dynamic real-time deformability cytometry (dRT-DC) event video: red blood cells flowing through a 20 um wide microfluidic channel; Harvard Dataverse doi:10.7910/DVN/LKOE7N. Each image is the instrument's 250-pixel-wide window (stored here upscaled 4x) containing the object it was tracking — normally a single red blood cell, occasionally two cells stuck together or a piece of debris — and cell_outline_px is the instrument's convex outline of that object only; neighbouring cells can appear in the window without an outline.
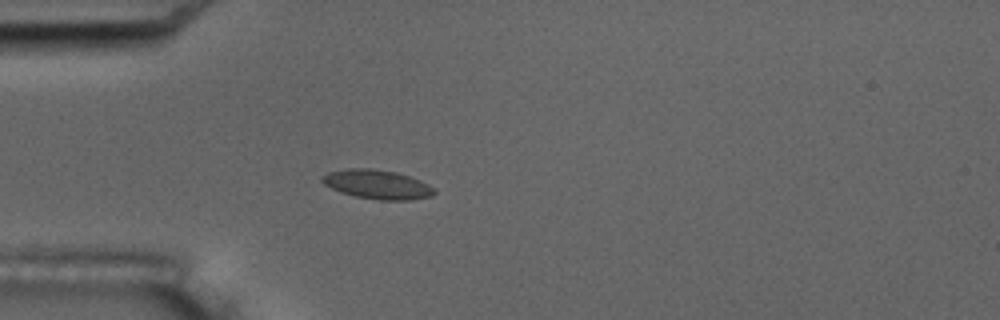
{"species": "common noctule bat (a hibernating species)", "species_latin": "Nyctalus noctula", "temperature_condition": "room temperature", "stored_images_in_passage": 1, "camera_frame_rate_fps": 3000, "um_per_image_px": 0.085, "animal": {"sex": "male", "body_mass_g": 17.5, "forearm_length_mm": 52.3}, "frame": {"image": 1, "passage_image": 1, "time_ms": 0.0, "image_size_px": [1000, 320], "cell_outline_px": [[436, 192], [432, 196], [408, 200], [380, 200], [356, 196], [340, 192], [324, 184], [320, 180], [320, 176], [328, 172], [348, 168], [372, 168], [396, 172], [420, 180], [436, 188]], "centroid_in_image_um": [32.06, 15.67], "position_along_channel_um": 52.9, "area_um2": 19.13}}